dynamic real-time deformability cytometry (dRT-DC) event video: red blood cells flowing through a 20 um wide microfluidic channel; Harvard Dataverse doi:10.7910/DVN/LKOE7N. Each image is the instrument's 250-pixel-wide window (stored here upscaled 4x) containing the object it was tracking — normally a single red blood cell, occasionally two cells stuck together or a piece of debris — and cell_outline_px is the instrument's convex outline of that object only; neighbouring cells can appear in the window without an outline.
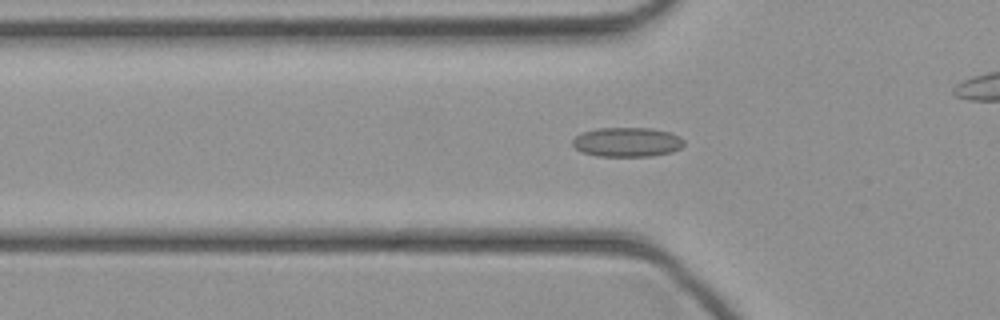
{"species": "common noctule bat (a hibernating species)", "species_latin": "Nyctalus noctula", "temperature_condition": "cold", "stored_images_in_passage": 35, "camera_frame_rate_fps": 3000, "um_per_image_px": 0.085, "animal": {"sex": "female", "body_mass_g": 21.9}, "frame": {"image": 1, "passage_image": 5, "time_ms": 1.333, "image_size_px": [1000, 320], "cell_outline_px": [[684, 144], [680, 148], [672, 152], [652, 156], [596, 156], [580, 152], [572, 144], [572, 140], [576, 136], [584, 132], [596, 128], [652, 128], [672, 132], [680, 136], [684, 140]], "centroid_in_image_um": [53.32, 12.08], "position_along_channel_um": 72.5, "area_um2": 19.31}}
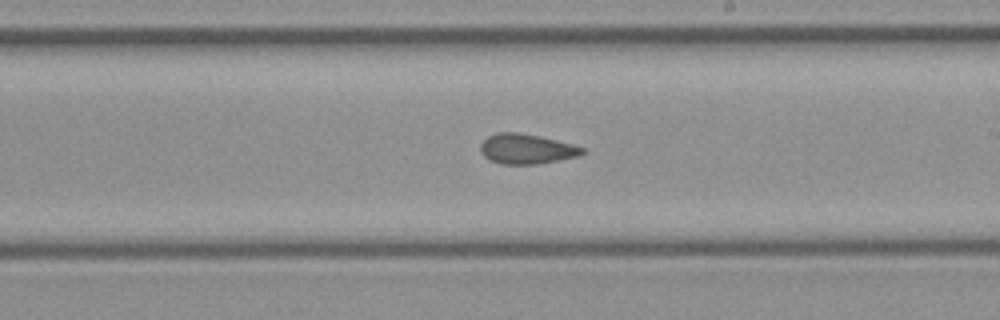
{"frame": {"image": 2, "passage_image": 16, "time_ms": 5.0, "image_size_px": [1000, 320], "cell_outline_px": [[588, 152], [580, 156], [536, 164], [500, 164], [484, 156], [480, 152], [480, 144], [488, 136], [496, 132], [516, 132], [540, 136], [572, 144], [584, 148]], "centroid_in_image_um": [44.77, 12.65], "position_along_channel_um": 244.2, "area_um2": 17.86}}
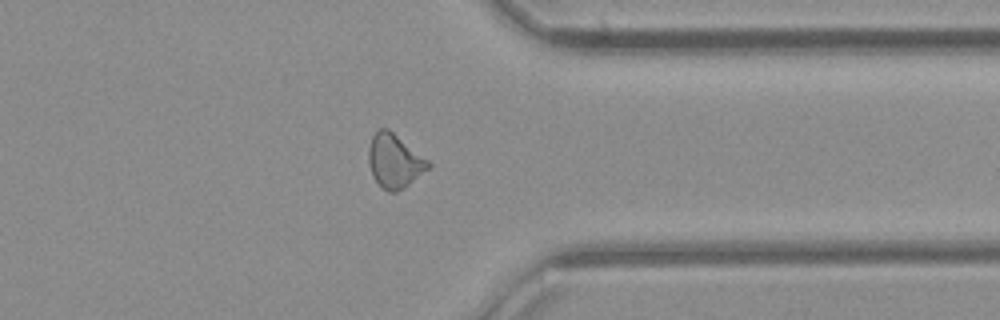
{"frame": {"image": 3, "passage_image": 25, "time_ms": 8.0, "image_size_px": [1000, 320], "cell_outline_px": [[432, 168], [404, 188], [396, 192], [388, 192], [372, 176], [368, 160], [368, 148], [372, 136], [380, 128], [388, 128], [428, 160], [432, 164]], "centroid_in_image_um": [33.56, 13.69], "position_along_channel_um": 377.8, "area_um2": 18.79}}